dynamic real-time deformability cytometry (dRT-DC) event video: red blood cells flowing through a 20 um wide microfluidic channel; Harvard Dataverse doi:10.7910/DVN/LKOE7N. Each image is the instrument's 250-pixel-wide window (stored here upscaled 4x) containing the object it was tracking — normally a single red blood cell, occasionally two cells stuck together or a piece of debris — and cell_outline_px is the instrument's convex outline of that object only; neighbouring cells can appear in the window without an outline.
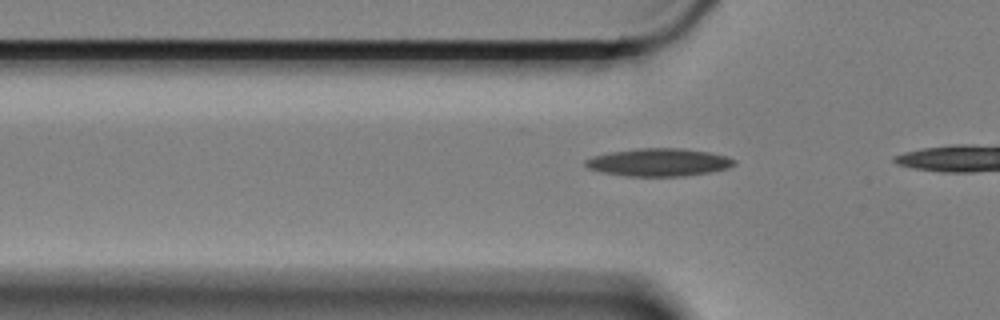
{"species": "Egyptian fruit bat (a non-hibernating species)", "species_latin": "Rousettus aegyptiacus", "temperature_condition": "cold", "stored_images_in_passage": 18, "camera_frame_rate_fps": 3000, "um_per_image_px": 0.085, "animal": {"sex": "female"}, "frame": {"image": 1, "passage_image": 12, "time_ms": 3.667, "image_size_px": [1000, 320], "cell_outline_px": [[736, 164], [728, 168], [712, 172], [684, 176], [628, 176], [600, 172], [588, 168], [584, 164], [584, 160], [592, 156], [608, 152], [636, 148], [684, 148], [708, 152], [728, 156], [736, 160]], "centroid_in_image_um": [55.99, 13.79], "position_along_channel_um": 69.8, "area_um2": 24.39}}
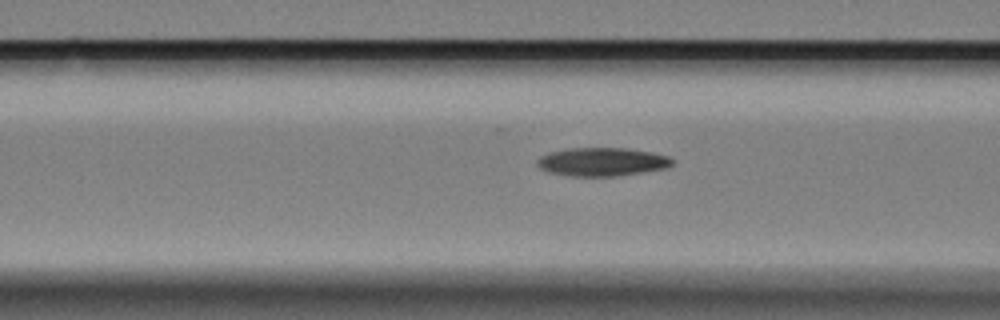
{"frame": {"image": 2, "passage_image": 16, "time_ms": 5.0, "image_size_px": [1000, 320], "cell_outline_px": [[676, 160], [668, 168], [616, 176], [572, 176], [548, 172], [540, 168], [536, 164], [536, 160], [540, 156], [548, 152], [568, 148], [628, 148], [652, 152], [668, 156]], "centroid_in_image_um": [51.18, 13.75], "position_along_channel_um": 115.4, "area_um2": 22.6}}